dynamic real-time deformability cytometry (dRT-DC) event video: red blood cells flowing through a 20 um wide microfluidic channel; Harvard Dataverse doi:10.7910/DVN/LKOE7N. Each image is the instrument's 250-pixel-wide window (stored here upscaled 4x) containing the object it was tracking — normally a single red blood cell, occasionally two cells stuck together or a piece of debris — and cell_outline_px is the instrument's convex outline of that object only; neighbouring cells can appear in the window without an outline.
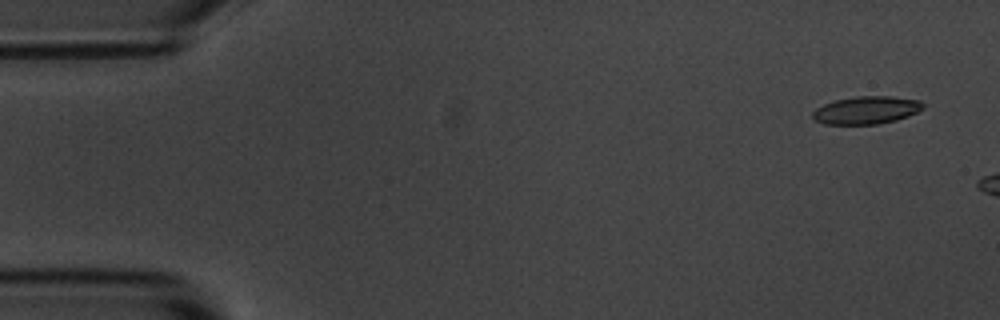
{"species": "common noctule bat (a hibernating species)", "species_latin": "Nyctalus noctula", "temperature_condition": "room temperature", "stored_images_in_passage": 3, "camera_frame_rate_fps": 3000, "um_per_image_px": 0.085, "animal": {"sex": "male", "body_mass_g": 20.1, "forearm_length_mm": 53.5}, "frame": {"image": 1, "passage_image": 1, "time_ms": 0.0, "image_size_px": [1000, 320], "cell_outline_px": [[924, 108], [908, 116], [896, 120], [876, 124], [824, 124], [816, 120], [812, 116], [812, 112], [816, 108], [824, 104], [836, 100], [856, 96], [892, 96], [920, 100], [924, 104]], "centroid_in_image_um": [73.65, 9.35], "position_along_channel_um": 11.3, "area_um2": 17.8}}